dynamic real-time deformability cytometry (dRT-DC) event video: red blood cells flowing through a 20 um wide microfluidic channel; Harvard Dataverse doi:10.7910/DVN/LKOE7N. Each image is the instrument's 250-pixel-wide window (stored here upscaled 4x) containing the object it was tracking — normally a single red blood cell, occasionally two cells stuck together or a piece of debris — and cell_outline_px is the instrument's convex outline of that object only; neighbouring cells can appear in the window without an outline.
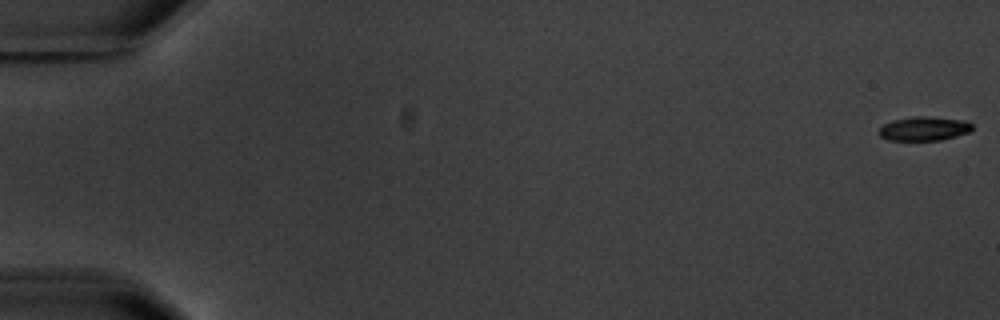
{"species": "common noctule bat (a hibernating species)", "species_latin": "Nyctalus noctula", "temperature_condition": "warm", "stored_images_in_passage": 6, "camera_frame_rate_fps": 3000, "um_per_image_px": 0.085, "animal": {"sex": "male", "body_mass_g": 20.1, "forearm_length_mm": 53.5}, "frame": {"image": 1, "passage_image": 1, "time_ms": 0.0, "image_size_px": [1000, 320], "cell_outline_px": [[972, 128], [968, 132], [956, 136], [940, 140], [888, 140], [880, 136], [876, 132], [884, 124], [892, 120], [912, 116], [928, 116], [968, 120], [972, 124]], "centroid_in_image_um": [78.53, 10.92], "position_along_channel_um": 6.5, "area_um2": 13.24}}
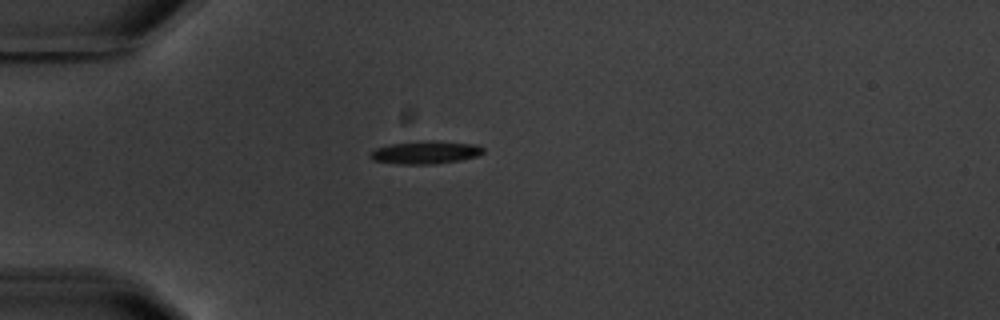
{"frame": {"image": 2, "passage_image": 5, "time_ms": 5.333, "image_size_px": [1000, 320], "cell_outline_px": [[484, 152], [476, 156], [460, 160], [432, 164], [396, 164], [372, 160], [368, 156], [376, 148], [392, 144], [428, 140], [432, 140], [476, 144], [484, 148]], "centroid_in_image_um": [36.17, 12.95], "position_along_channel_um": 48.8, "area_um2": 15.03}}